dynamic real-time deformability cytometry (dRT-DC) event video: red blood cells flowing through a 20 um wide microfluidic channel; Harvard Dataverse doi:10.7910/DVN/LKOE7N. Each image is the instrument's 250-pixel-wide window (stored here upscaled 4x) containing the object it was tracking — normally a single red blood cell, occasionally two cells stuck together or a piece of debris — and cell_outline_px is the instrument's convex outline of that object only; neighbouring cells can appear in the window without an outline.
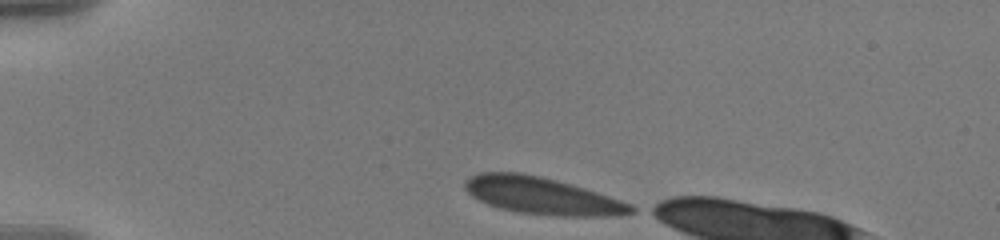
{"species": "human", "species_latin": "Homo sapiens", "temperature_condition": "warm", "stored_images_in_passage": 39, "camera_frame_rate_fps": 3000, "um_per_image_px": 0.085, "donor": {"sex": "male"}, "frame": {"image": 1, "passage_image": 1, "time_ms": 0.0, "image_size_px": [1000, 240], "cell_outline_px": [[640, 208], [636, 212], [620, 216], [564, 216], [520, 212], [500, 208], [488, 204], [472, 196], [464, 188], [464, 180], [480, 172], [520, 172], [540, 176], [572, 184], [632, 204]], "centroid_in_image_um": [46.12, 16.64], "position_along_channel_um": 38.9, "area_um2": 35.84}}
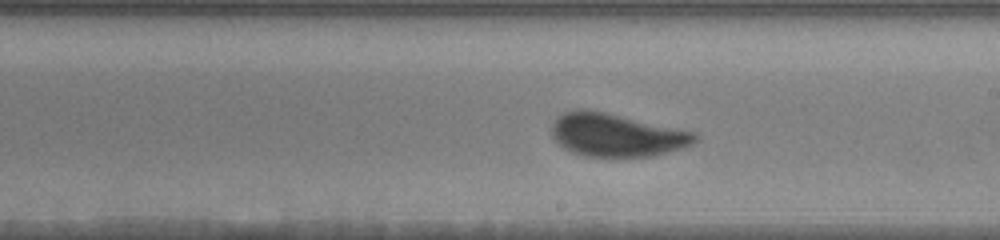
{"frame": {"image": 2, "passage_image": 22, "time_ms": 7.0, "image_size_px": [1000, 240], "cell_outline_px": [[696, 140], [692, 144], [664, 152], [648, 156], [584, 156], [572, 152], [564, 148], [552, 136], [552, 124], [556, 116], [564, 112], [576, 108], [588, 108], [692, 132], [696, 136]], "centroid_in_image_um": [52.28, 11.45], "position_along_channel_um": 236.7, "area_um2": 35.32}}
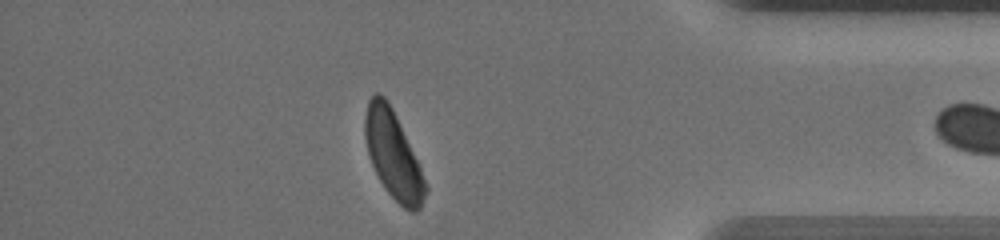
{"frame": {"image": 3, "passage_image": 38, "time_ms": 12.333, "image_size_px": [1000, 240], "cell_outline_px": [[428, 192], [420, 208], [416, 212], [412, 212], [404, 208], [384, 188], [368, 156], [364, 136], [364, 116], [368, 100], [376, 92], [380, 92], [388, 100], [396, 116], [428, 184]], "centroid_in_image_um": [33.41, 13.16], "position_along_channel_um": 401.8, "area_um2": 30.81}}